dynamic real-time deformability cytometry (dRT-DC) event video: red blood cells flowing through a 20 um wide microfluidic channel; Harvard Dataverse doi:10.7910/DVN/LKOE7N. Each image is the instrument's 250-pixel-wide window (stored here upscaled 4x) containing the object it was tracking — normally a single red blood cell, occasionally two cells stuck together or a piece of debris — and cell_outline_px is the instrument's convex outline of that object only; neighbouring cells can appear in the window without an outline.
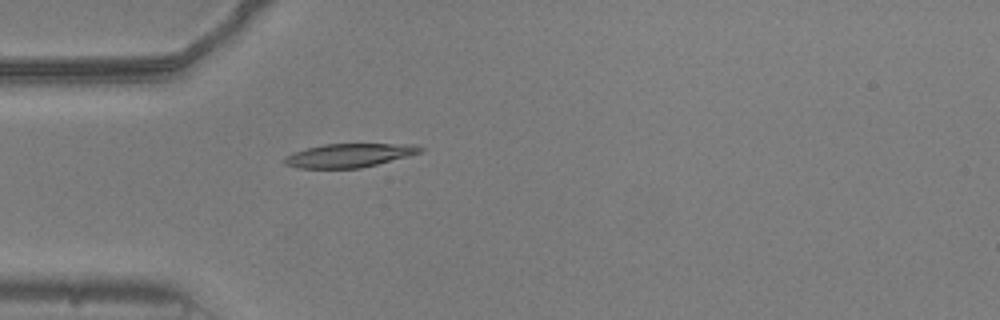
{"species": "common noctule bat (a hibernating species)", "species_latin": "Nyctalus noctula", "temperature_condition": "warm", "stored_images_in_passage": 39, "camera_frame_rate_fps": 3000, "um_per_image_px": 0.085, "animal": {"sex": "male", "body_mass_g": 20.5, "forearm_length_mm": 52.5}, "frame": {"image": 1, "passage_image": 1, "time_ms": 0.0, "image_size_px": [1000, 320], "cell_outline_px": [[424, 148], [420, 152], [408, 156], [360, 168], [296, 168], [284, 164], [280, 160], [284, 156], [292, 152], [324, 144], [412, 144]], "centroid_in_image_um": [29.59, 13.21], "position_along_channel_um": 55.4, "area_um2": 18.73}}
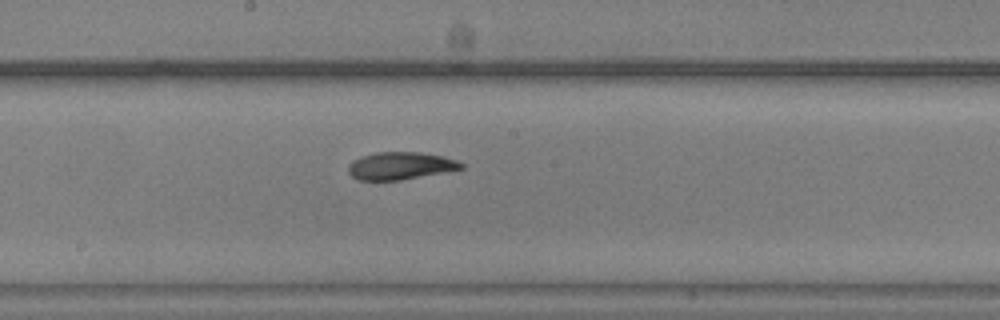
{"frame": {"image": 2, "passage_image": 14, "time_ms": 4.333, "image_size_px": [1000, 320], "cell_outline_px": [[464, 168], [400, 180], [356, 180], [348, 172], [348, 164], [352, 160], [360, 156], [376, 152], [420, 152], [444, 156], [456, 160], [464, 164]], "centroid_in_image_um": [33.99, 14.08], "position_along_channel_um": 214.2, "area_um2": 18.15}}
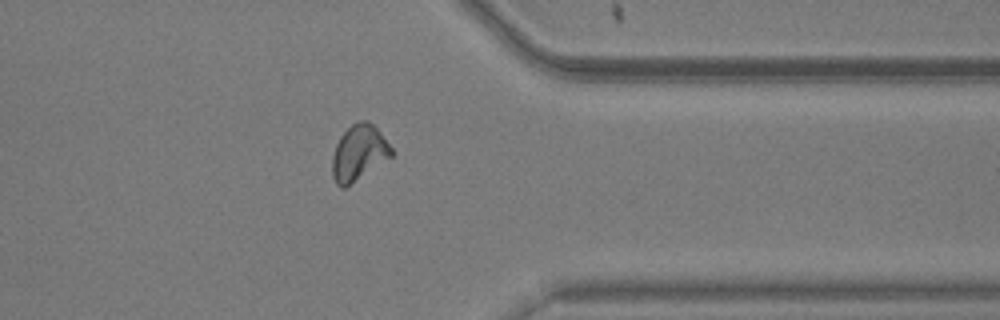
{"frame": {"image": 3, "passage_image": 28, "time_ms": 9.0, "image_size_px": [1000, 320], "cell_outline_px": [[392, 156], [344, 188], [340, 188], [336, 184], [332, 176], [332, 156], [336, 144], [340, 136], [352, 124], [360, 120], [368, 120], [376, 128], [392, 148]], "centroid_in_image_um": [30.47, 12.99], "position_along_channel_um": 380.9, "area_um2": 18.9}, "authors_computed_cell_mechanics": {"area_um2": 18.4382, "velocity_mm_per_s": 3.7664, "shape_relaxation_time_tau1_ms": 3.3295, "shape_relaxation_time_tau2_ms": null, "deformation_change_tau1": 0.144, "deformation_change_tau2": null}}